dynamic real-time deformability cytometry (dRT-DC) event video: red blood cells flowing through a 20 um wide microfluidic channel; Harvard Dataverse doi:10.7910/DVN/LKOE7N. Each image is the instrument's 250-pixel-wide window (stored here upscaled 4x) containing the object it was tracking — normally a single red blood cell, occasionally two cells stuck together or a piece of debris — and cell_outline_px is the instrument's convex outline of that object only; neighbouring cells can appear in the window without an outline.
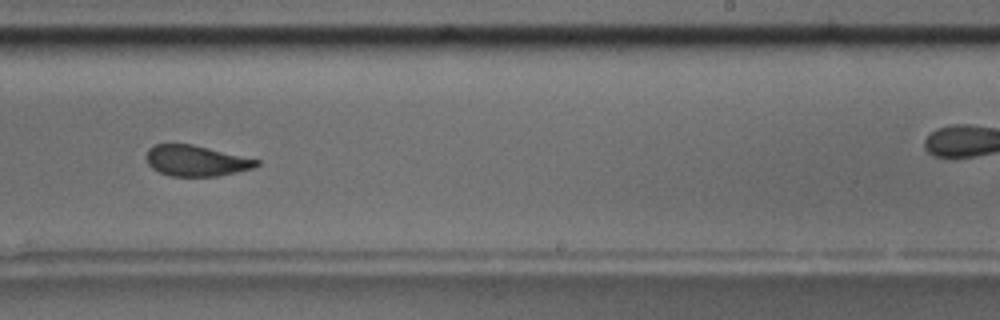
{"species": "common noctule bat (a hibernating species)", "species_latin": "Nyctalus noctula", "temperature_condition": "room temperature", "stored_images_in_passage": 16, "camera_frame_rate_fps": 3000, "um_per_image_px": 0.085, "animal": {"sex": "male", "body_mass_g": 17.5, "forearm_length_mm": 52.3}, "frame": {"image": 1, "passage_image": 10, "time_ms": 3.0, "image_size_px": [1000, 320], "cell_outline_px": [[260, 164], [252, 168], [236, 172], [216, 176], [172, 176], [160, 172], [152, 168], [148, 164], [144, 156], [148, 148], [156, 144], [192, 144], [260, 160]], "centroid_in_image_um": [16.63, 13.66], "position_along_channel_um": 272.4, "area_um2": 19.71}}